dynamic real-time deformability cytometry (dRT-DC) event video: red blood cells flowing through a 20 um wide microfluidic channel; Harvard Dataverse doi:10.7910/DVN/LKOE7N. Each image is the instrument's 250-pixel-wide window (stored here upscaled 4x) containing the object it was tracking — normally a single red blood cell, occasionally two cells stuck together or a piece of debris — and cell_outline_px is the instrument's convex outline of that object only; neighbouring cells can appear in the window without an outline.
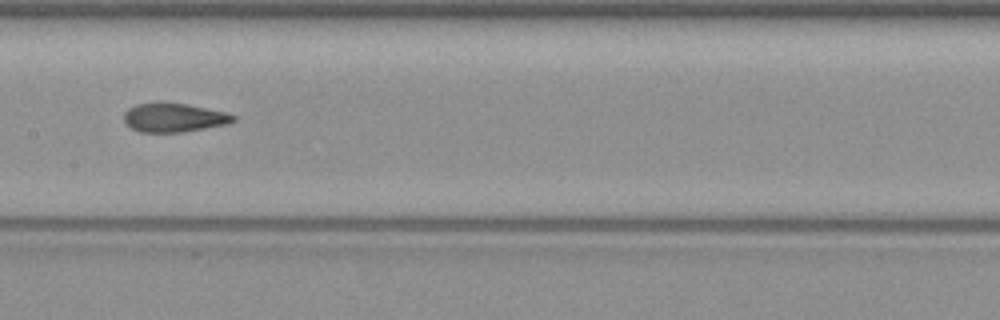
{"species": "common noctule bat (a hibernating species)", "species_latin": "Nyctalus noctula", "temperature_condition": "warm", "stored_images_in_passage": 21, "camera_frame_rate_fps": 3000, "um_per_image_px": 0.085, "animal": {"sex": "female", "body_mass_g": 19.3, "forearm_length_mm": 54.1}, "frame": {"image": 1, "passage_image": 12, "time_ms": 3.667, "image_size_px": [1000, 320], "cell_outline_px": [[236, 120], [228, 124], [184, 132], [140, 132], [132, 128], [124, 120], [124, 112], [128, 108], [136, 104], [156, 100], [164, 100], [188, 104], [224, 112], [236, 116]], "centroid_in_image_um": [14.76, 9.96], "position_along_channel_um": 192.6, "area_um2": 18.9}}
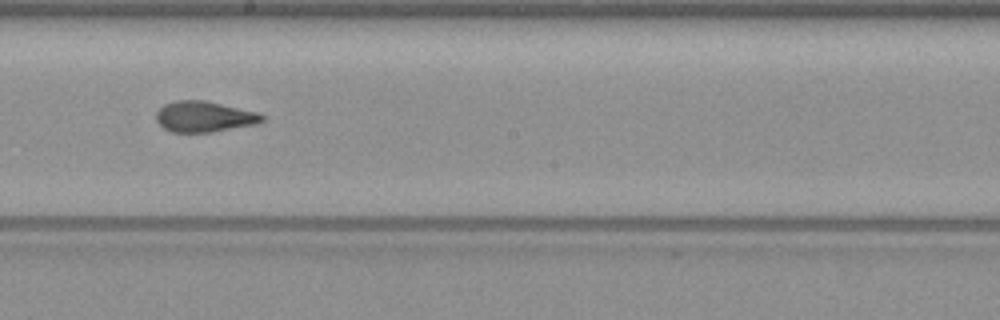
{"frame": {"image": 2, "passage_image": 15, "time_ms": 4.667, "image_size_px": [1000, 320], "cell_outline_px": [[264, 120], [252, 124], [208, 132], [172, 132], [164, 128], [156, 120], [156, 112], [164, 104], [176, 100], [204, 100], [256, 112], [264, 116]], "centroid_in_image_um": [17.29, 9.9], "position_along_channel_um": 230.9, "area_um2": 18.55}}
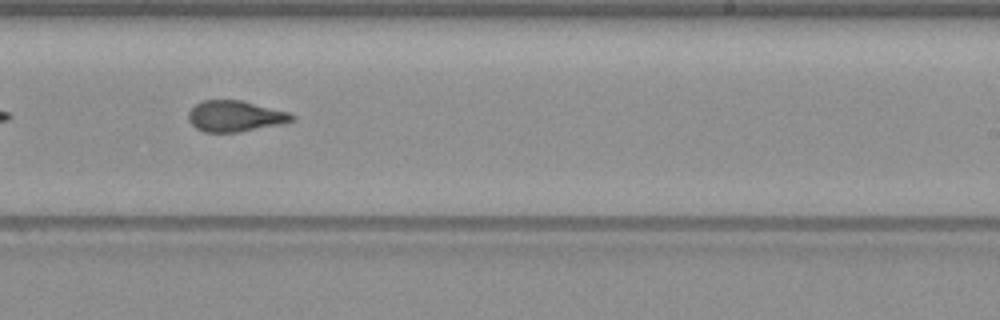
{"frame": {"image": 3, "passage_image": 18, "time_ms": 5.667, "image_size_px": [1000, 320], "cell_outline_px": [[296, 116], [292, 120], [276, 124], [240, 132], [204, 132], [196, 128], [188, 120], [188, 112], [200, 100], [240, 100], [288, 112]], "centroid_in_image_um": [19.91, 9.87], "position_along_channel_um": 269.1, "area_um2": 18.38}}